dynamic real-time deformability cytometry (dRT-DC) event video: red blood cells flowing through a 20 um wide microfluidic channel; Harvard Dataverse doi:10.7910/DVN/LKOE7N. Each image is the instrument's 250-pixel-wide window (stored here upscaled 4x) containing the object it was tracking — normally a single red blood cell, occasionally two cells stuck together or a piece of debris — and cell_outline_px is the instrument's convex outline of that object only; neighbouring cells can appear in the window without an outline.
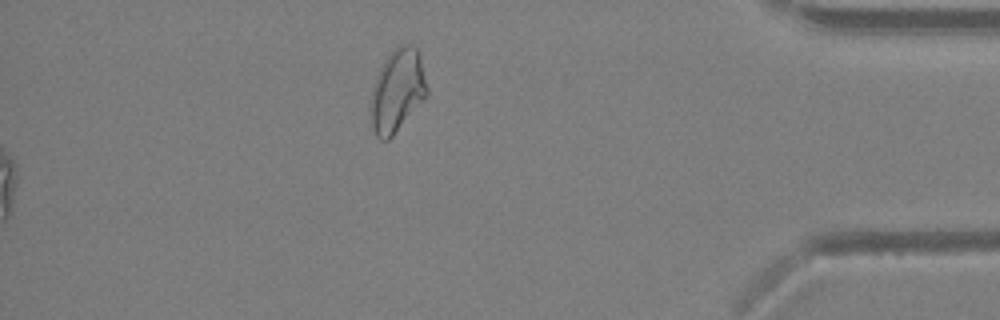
{"species": "Egyptian fruit bat (a non-hibernating species)", "species_latin": "Rousettus aegyptiacus", "temperature_condition": "warm", "stored_images_in_passage": 40, "segment_of_instrument_passage": [2, 2], "camera_frame_rate_fps": 3000, "um_per_image_px": 0.085, "animal": {"sex": "female"}, "frame": {"image": 1, "passage_image": 40, "time_ms": 13.0, "image_size_px": [1000, 320], "cell_outline_px": [[428, 96], [392, 136], [388, 140], [380, 140], [376, 136], [372, 128], [368, 108], [372, 88], [376, 76], [388, 56], [400, 44], [408, 44], [416, 48], [420, 52], [428, 88]], "centroid_in_image_um": [33.77, 7.74], "position_along_channel_um": 401.4, "area_um2": 27.51}}